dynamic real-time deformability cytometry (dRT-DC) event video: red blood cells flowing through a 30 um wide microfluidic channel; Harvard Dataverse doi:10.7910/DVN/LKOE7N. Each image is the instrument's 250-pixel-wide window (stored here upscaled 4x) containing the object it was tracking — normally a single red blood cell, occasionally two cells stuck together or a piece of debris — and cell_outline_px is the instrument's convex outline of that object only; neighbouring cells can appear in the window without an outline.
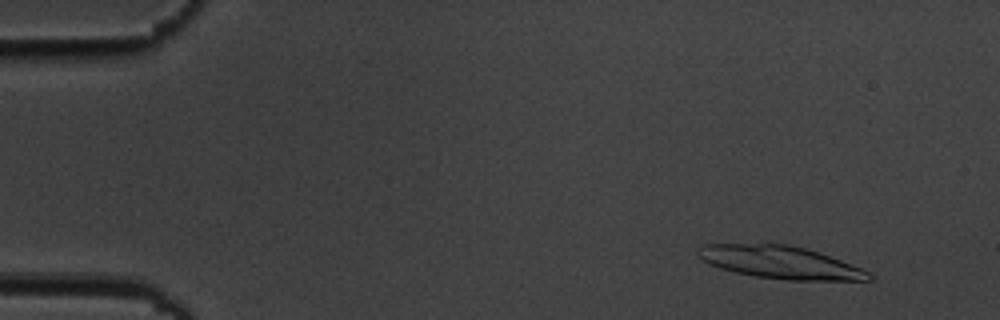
{"species": "common noctule bat (a hibernating species)", "species_latin": "Nyctalus noctula", "temperature_condition": "cold", "stored_images_in_passage": 6, "camera_frame_rate_fps": 3000, "um_per_image_px": 0.085, "animal": {"sex": "male", "body_mass_g": 19.5, "forearm_length_mm": 54.6}, "frame": {"image": 1, "passage_image": 2, "time_ms": 1.333, "image_size_px": [1000, 320], "cell_outline_px": [[876, 276], [872, 280], [788, 280], [756, 276], [736, 272], [720, 268], [708, 264], [696, 256], [696, 248], [700, 244], [788, 244], [804, 248], [840, 260], [860, 268]], "centroid_in_image_um": [66.25, 22.29], "position_along_channel_um": 18.8, "area_um2": 32.31}}